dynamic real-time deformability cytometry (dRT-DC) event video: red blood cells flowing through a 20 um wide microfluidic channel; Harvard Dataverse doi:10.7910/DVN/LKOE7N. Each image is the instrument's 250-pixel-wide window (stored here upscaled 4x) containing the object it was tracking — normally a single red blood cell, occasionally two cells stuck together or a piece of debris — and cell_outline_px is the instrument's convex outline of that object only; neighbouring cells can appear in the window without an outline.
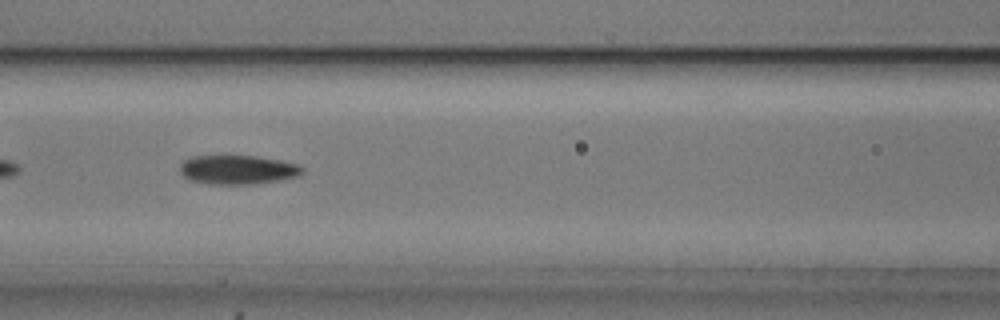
{"species": "common noctule bat (a hibernating species)", "species_latin": "Nyctalus noctula", "temperature_condition": "cold", "stored_images_in_passage": 17, "camera_frame_rate_fps": 3000, "um_per_image_px": 0.085, "animal": {"sex": "male", "body_mass_g": 20.5, "forearm_length_mm": 52.5}, "frame": {"image": 1, "passage_image": 8, "time_ms": 2.333, "image_size_px": [1000, 320], "cell_outline_px": [[304, 172], [296, 176], [280, 180], [248, 184], [208, 184], [188, 180], [180, 172], [180, 164], [184, 160], [192, 156], [256, 156], [280, 160], [296, 164], [304, 168]], "centroid_in_image_um": [20.17, 14.42], "position_along_channel_um": 146.4, "area_um2": 20.69}}
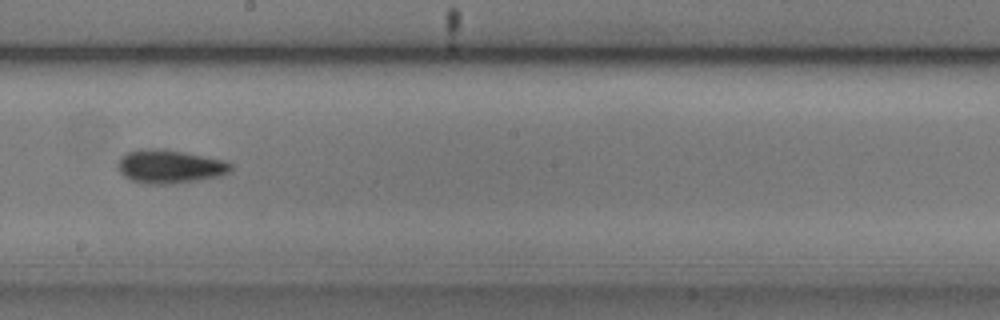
{"frame": {"image": 2, "passage_image": 15, "time_ms": 4.667, "image_size_px": [1000, 320], "cell_outline_px": [[232, 168], [228, 172], [220, 176], [172, 184], [148, 184], [132, 180], [124, 176], [116, 168], [116, 164], [120, 156], [128, 152], [140, 148], [156, 148], [184, 152], [224, 160], [232, 164]], "centroid_in_image_um": [14.38, 14.14], "position_along_channel_um": 233.8, "area_um2": 22.14}}